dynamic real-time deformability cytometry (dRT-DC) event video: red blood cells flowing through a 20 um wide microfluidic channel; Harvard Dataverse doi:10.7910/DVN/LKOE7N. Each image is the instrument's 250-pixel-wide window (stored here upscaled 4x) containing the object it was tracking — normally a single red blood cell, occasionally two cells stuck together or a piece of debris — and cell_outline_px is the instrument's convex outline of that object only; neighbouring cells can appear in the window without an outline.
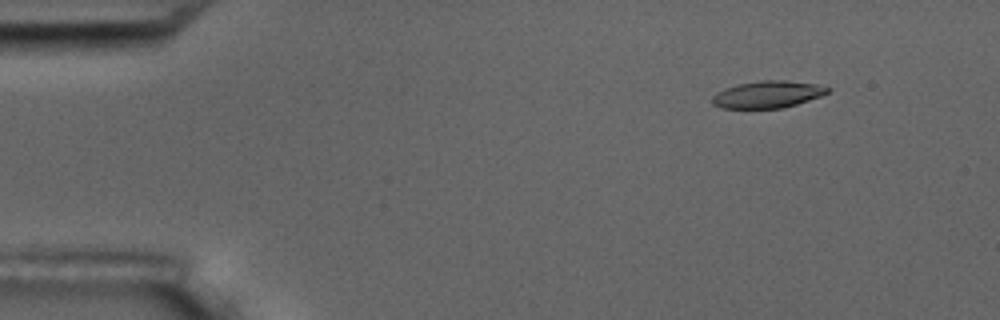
{"species": "common noctule bat (a hibernating species)", "species_latin": "Nyctalus noctula", "temperature_condition": "room temperature", "stored_images_in_passage": 5, "camera_frame_rate_fps": 3000, "um_per_image_px": 0.085, "animal": {"sex": "male", "body_mass_g": 17.5, "forearm_length_mm": 52.3}, "frame": {"image": 1, "passage_image": 2, "time_ms": 1.333, "image_size_px": [1000, 320], "cell_outline_px": [[832, 88], [828, 92], [820, 96], [784, 108], [720, 108], [712, 104], [712, 96], [736, 84], [764, 80], [784, 80], [816, 84]], "centroid_in_image_um": [65.26, 8.03], "position_along_channel_um": 19.7, "area_um2": 17.98}}
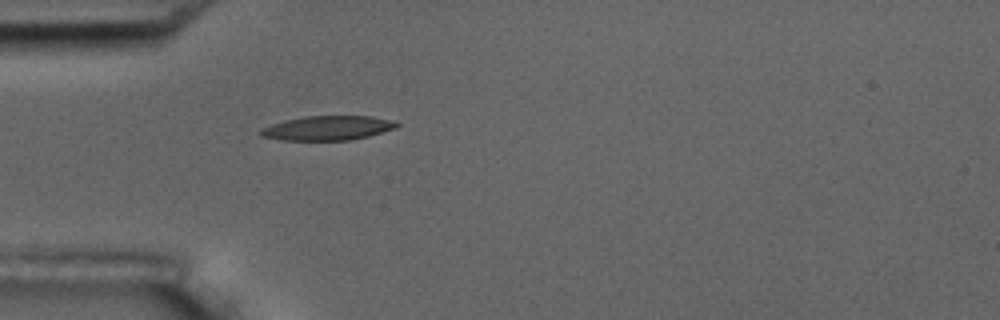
{"frame": {"image": 2, "passage_image": 5, "time_ms": 4.667, "image_size_px": [1000, 320], "cell_outline_px": [[400, 124], [396, 128], [368, 136], [348, 140], [280, 140], [260, 136], [260, 132], [264, 128], [272, 124], [284, 120], [304, 116], [372, 116], [388, 120]], "centroid_in_image_um": [27.83, 10.88], "position_along_channel_um": 57.2, "area_um2": 19.13}}